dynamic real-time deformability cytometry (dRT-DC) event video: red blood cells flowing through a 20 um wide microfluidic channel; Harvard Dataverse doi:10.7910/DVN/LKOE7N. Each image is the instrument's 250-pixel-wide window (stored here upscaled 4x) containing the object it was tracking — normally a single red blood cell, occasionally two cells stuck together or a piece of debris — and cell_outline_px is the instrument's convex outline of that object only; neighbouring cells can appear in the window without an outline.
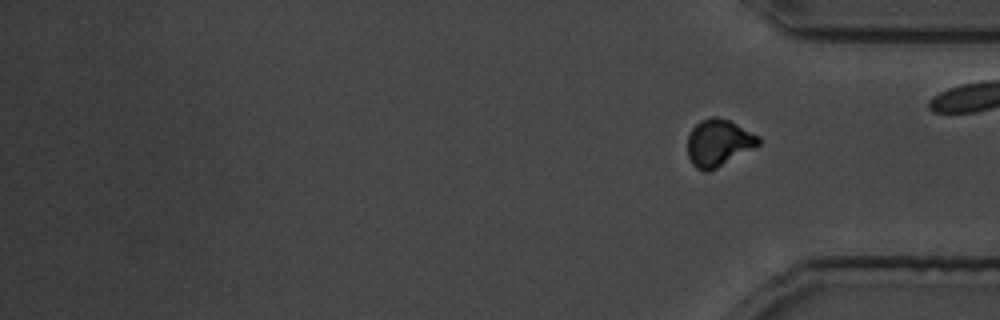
{"species": "common noctule bat (a hibernating species)", "species_latin": "Nyctalus noctula", "temperature_condition": "cold", "stored_images_in_passage": 27, "segment_of_instrument_passage": [2, 2], "camera_frame_rate_fps": 3000, "um_per_image_px": 0.085, "animal": {"sex": "male", "body_mass_g": 19.5, "forearm_length_mm": 54.6}, "frame": {"image": 1, "passage_image": 27, "time_ms": 32.667, "image_size_px": [1000, 320], "cell_outline_px": [[760, 144], [756, 148], [708, 172], [704, 172], [696, 168], [692, 164], [688, 156], [688, 136], [692, 128], [700, 120], [712, 116], [716, 116], [728, 120], [760, 136]], "centroid_in_image_um": [61.08, 12.15], "position_along_channel_um": 374.1, "area_um2": 19.54}}